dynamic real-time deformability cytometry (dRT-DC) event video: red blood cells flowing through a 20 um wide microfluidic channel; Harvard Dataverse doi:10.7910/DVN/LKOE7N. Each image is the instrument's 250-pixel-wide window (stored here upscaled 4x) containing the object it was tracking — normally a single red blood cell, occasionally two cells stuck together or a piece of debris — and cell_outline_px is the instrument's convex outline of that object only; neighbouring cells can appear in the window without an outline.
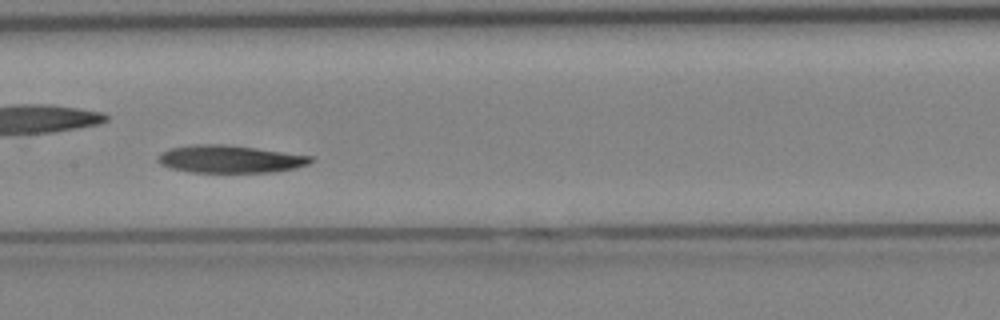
{"species": "Egyptian fruit bat (a non-hibernating species)", "species_latin": "Rousettus aegyptiacus", "temperature_condition": "cold", "stored_images_in_passage": 31, "camera_frame_rate_fps": 3000, "um_per_image_px": 0.085, "animal": {"sex": "female"}, "frame": {"image": 1, "passage_image": 15, "time_ms": 4.667, "image_size_px": [1000, 320], "cell_outline_px": [[316, 160], [308, 164], [296, 168], [272, 172], [188, 172], [172, 168], [160, 164], [156, 160], [156, 156], [160, 152], [168, 148], [192, 144], [224, 144], [256, 148], [312, 156]], "centroid_in_image_um": [19.51, 13.51], "position_along_channel_um": 187.9, "area_um2": 24.8}}